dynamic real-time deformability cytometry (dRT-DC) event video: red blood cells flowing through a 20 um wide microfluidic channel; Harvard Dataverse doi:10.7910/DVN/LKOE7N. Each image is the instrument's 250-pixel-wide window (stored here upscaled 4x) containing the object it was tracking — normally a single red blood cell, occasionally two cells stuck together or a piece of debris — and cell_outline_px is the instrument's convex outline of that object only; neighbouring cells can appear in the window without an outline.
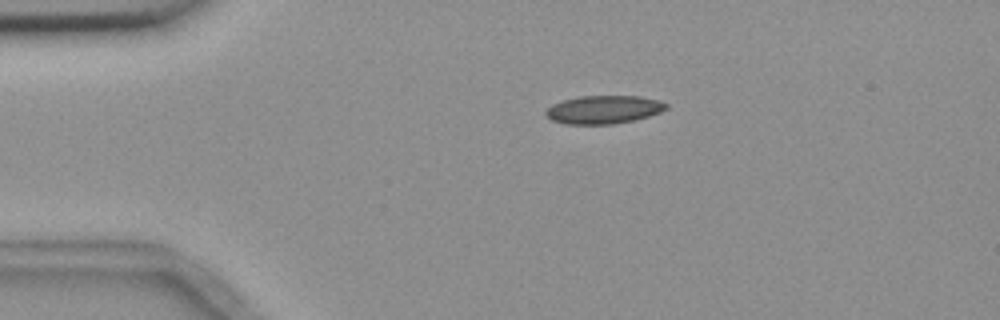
{"species": "common noctule bat (a hibernating species)", "species_latin": "Nyctalus noctula", "temperature_condition": "room temperature", "stored_images_in_passage": 2, "camera_frame_rate_fps": 3000, "um_per_image_px": 0.085, "animal": {"sex": "female", "body_mass_g": 18.4}, "frame": {"image": 1, "passage_image": 1, "time_ms": 0.0, "image_size_px": [1000, 320], "cell_outline_px": [[668, 108], [660, 112], [648, 116], [632, 120], [612, 124], [564, 124], [552, 120], [544, 112], [552, 104], [564, 100], [580, 96], [640, 96], [660, 100], [668, 104]], "centroid_in_image_um": [51.33, 9.31], "position_along_channel_um": 33.7, "area_um2": 19.71}}